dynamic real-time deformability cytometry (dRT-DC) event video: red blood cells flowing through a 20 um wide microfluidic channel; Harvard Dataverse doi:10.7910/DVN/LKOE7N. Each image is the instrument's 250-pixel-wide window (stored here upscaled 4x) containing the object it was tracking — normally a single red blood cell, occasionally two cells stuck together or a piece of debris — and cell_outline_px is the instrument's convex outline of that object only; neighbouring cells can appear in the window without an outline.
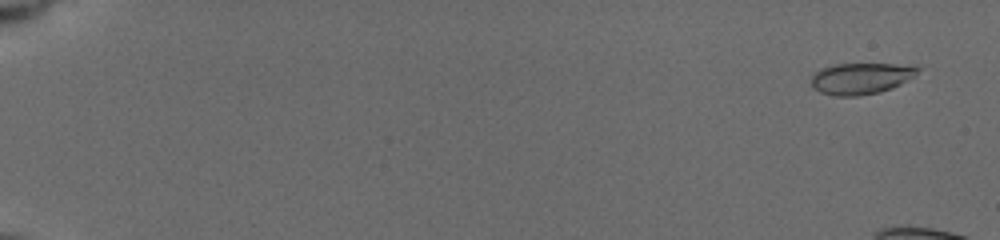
{"species": "common noctule bat (a hibernating species)", "species_latin": "Nyctalus noctula", "temperature_condition": "cold", "stored_images_in_passage": 6, "camera_frame_rate_fps": 3000, "um_per_image_px": 0.085, "animal": {"sex": "female", "body_mass_g": 19.5, "forearm_length_mm": 54.1}, "frame": {"image": 1, "passage_image": 1, "time_ms": 0.0, "image_size_px": [1000, 240], "cell_outline_px": [[920, 68], [912, 76], [900, 84], [892, 88], [880, 92], [856, 96], [836, 96], [820, 92], [812, 88], [812, 76], [820, 68], [836, 64], [916, 64]], "centroid_in_image_um": [73.17, 6.66], "position_along_channel_um": 11.8, "area_um2": 19.42}}